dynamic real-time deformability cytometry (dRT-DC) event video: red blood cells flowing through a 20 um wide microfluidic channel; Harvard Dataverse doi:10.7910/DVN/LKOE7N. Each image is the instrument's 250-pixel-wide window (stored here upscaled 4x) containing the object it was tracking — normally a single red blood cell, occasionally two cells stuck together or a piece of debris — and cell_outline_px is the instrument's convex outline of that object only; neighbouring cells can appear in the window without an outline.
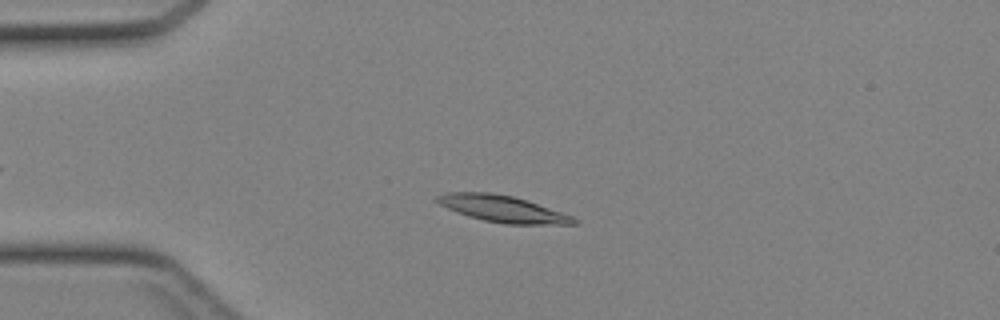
{"species": "Egyptian fruit bat (a non-hibernating species)", "species_latin": "Rousettus aegyptiacus", "temperature_condition": "cold", "stored_images_in_passage": 31, "camera_frame_rate_fps": 3000, "um_per_image_px": 0.085, "animal": {"sex": "female"}, "frame": {"image": 1, "passage_image": 2, "time_ms": 0.333, "image_size_px": [1000, 320], "cell_outline_px": [[580, 224], [504, 224], [484, 220], [468, 216], [456, 212], [432, 200], [436, 196], [444, 192], [492, 192], [512, 196], [572, 216], [580, 220]], "centroid_in_image_um": [42.67, 17.75], "position_along_channel_um": 42.3, "area_um2": 21.1}}
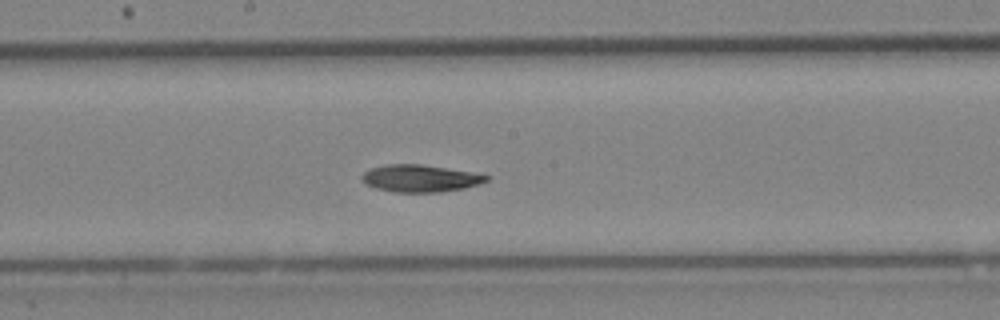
{"frame": {"image": 2, "passage_image": 15, "time_ms": 4.667, "image_size_px": [1000, 320], "cell_outline_px": [[492, 176], [488, 180], [480, 184], [464, 188], [440, 192], [392, 192], [376, 188], [364, 184], [360, 176], [364, 172], [372, 168], [388, 164], [420, 164], [472, 172]], "centroid_in_image_um": [35.71, 15.16], "position_along_channel_um": 212.5, "area_um2": 19.77}}
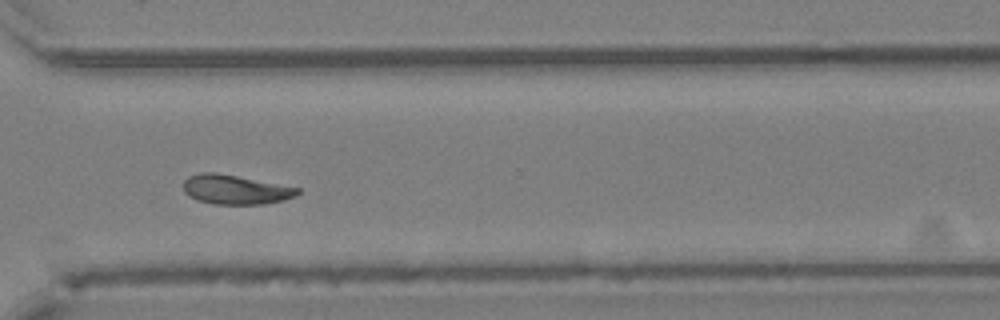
{"frame": {"image": 3, "passage_image": 24, "time_ms": 7.667, "image_size_px": [1000, 320], "cell_outline_px": [[300, 192], [296, 196], [284, 200], [264, 204], [212, 204], [196, 200], [184, 192], [184, 180], [188, 176], [200, 172], [216, 172], [300, 188]], "centroid_in_image_um": [19.99, 16.11], "position_along_channel_um": 350.6, "area_um2": 19.59}}